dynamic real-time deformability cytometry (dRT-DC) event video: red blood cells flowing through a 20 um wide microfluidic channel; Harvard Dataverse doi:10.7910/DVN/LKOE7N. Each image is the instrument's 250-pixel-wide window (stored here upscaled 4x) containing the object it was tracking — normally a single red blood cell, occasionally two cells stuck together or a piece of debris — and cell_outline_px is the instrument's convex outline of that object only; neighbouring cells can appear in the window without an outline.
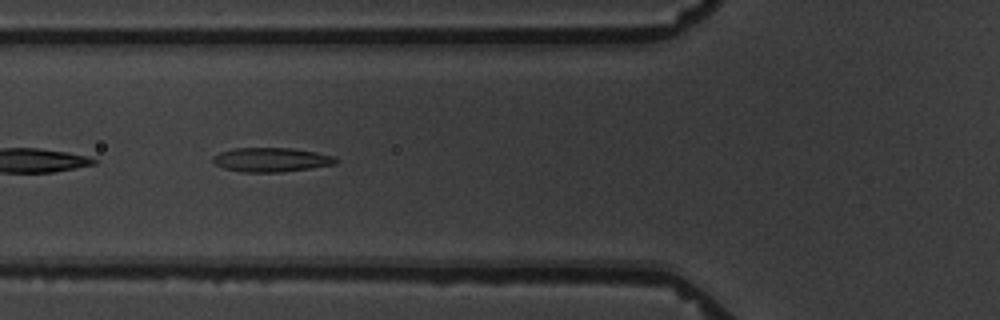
{"species": "common noctule bat (a hibernating species)", "species_latin": "Nyctalus noctula", "temperature_condition": "warm", "stored_images_in_passage": 10, "camera_frame_rate_fps": 3000, "um_per_image_px": 0.085, "animal": {"sex": "male", "body_mass_g": 19.5, "forearm_length_mm": 54.6}, "frame": {"image": 1, "passage_image": 6, "time_ms": 6.667, "image_size_px": [1000, 320], "cell_outline_px": [[336, 164], [280, 172], [240, 172], [224, 168], [216, 164], [212, 160], [212, 156], [220, 152], [232, 148], [292, 148], [316, 152], [336, 156]], "centroid_in_image_um": [23.03, 13.57], "position_along_channel_um": 102.8, "area_um2": 17.28}}
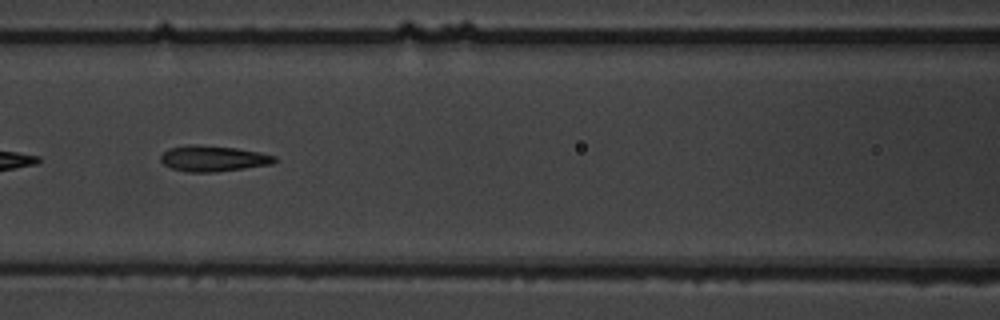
{"frame": {"image": 2, "passage_image": 7, "time_ms": 8.0, "image_size_px": [1000, 320], "cell_outline_px": [[276, 160], [272, 164], [216, 172], [188, 172], [172, 168], [164, 164], [160, 160], [160, 156], [168, 148], [188, 144], [196, 144], [236, 148], [260, 152], [276, 156]], "centroid_in_image_um": [18.1, 13.46], "position_along_channel_um": 148.5, "area_um2": 17.17}}
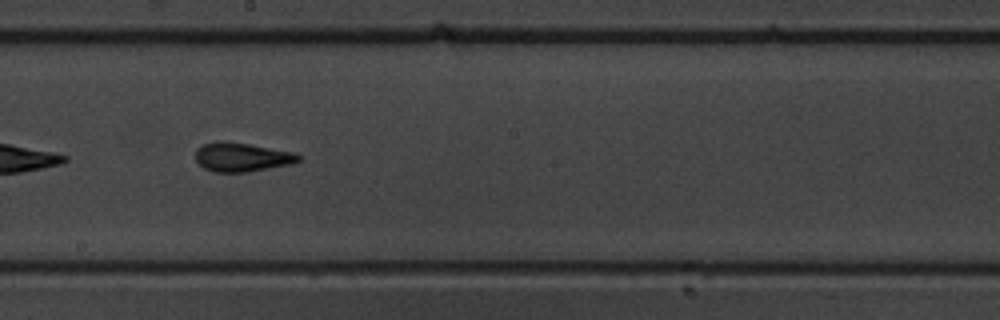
{"frame": {"image": 3, "passage_image": 9, "time_ms": 10.333, "image_size_px": [1000, 320], "cell_outline_px": [[300, 160], [292, 164], [244, 172], [216, 172], [204, 168], [196, 160], [196, 148], [204, 144], [216, 140], [220, 140], [248, 144], [292, 152], [300, 156]], "centroid_in_image_um": [20.52, 13.34], "position_along_channel_um": 227.7, "area_um2": 17.17}}